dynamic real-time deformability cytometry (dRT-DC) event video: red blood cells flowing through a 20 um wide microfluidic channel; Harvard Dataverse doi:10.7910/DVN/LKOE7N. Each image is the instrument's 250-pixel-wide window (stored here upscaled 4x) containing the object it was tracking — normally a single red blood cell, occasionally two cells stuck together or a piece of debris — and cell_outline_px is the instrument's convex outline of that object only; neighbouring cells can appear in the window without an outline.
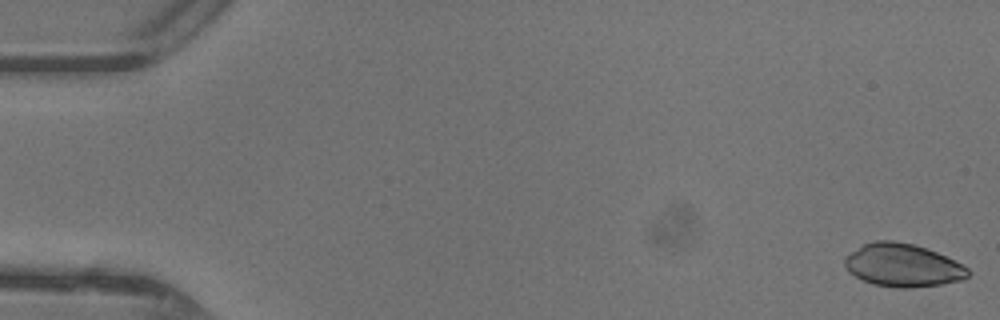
{"species": "common noctule bat (a hibernating species)", "species_latin": "Nyctalus noctula", "temperature_condition": "warm", "stored_images_in_passage": 47, "camera_frame_rate_fps": 3000, "um_per_image_px": 0.085, "animal": {"sex": "female"}, "frame": {"image": 1, "passage_image": 1, "time_ms": 0.0, "image_size_px": [1000, 320], "cell_outline_px": [[972, 272], [964, 280], [944, 284], [908, 288], [900, 288], [872, 284], [848, 272], [844, 264], [844, 260], [860, 244], [876, 240], [892, 240], [912, 244], [936, 252], [968, 268]], "centroid_in_image_um": [76.73, 22.55], "position_along_channel_um": 8.3, "area_um2": 30.81}}
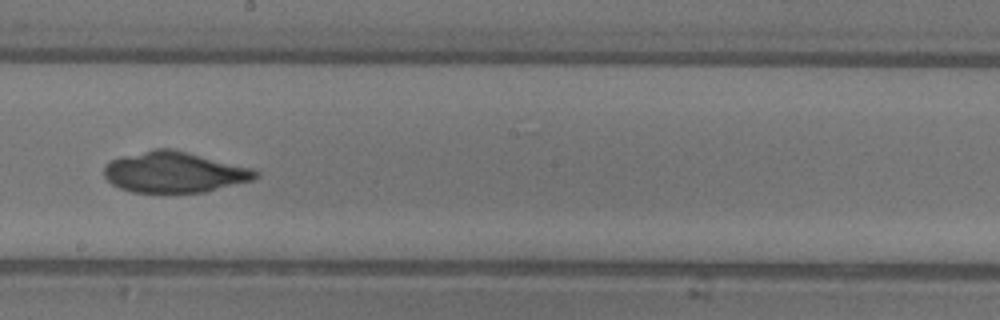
{"frame": {"image": 2, "passage_image": 27, "time_ms": 8.667, "image_size_px": [1000, 320], "cell_outline_px": [[260, 176], [252, 180], [204, 192], [132, 192], [120, 188], [112, 184], [104, 176], [104, 168], [108, 160], [156, 148], [172, 148], [256, 168], [260, 172]], "centroid_in_image_um": [14.86, 14.62], "position_along_channel_um": 233.3, "area_um2": 36.24}}
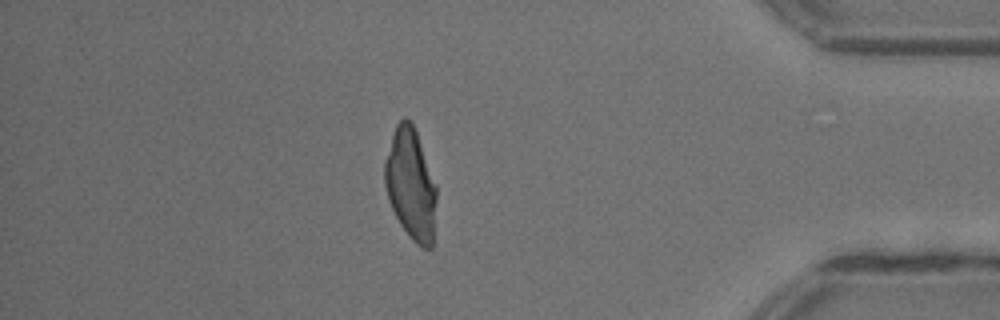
{"frame": {"image": 3, "passage_image": 41, "time_ms": 13.333, "image_size_px": [1000, 320], "cell_outline_px": [[436, 200], [432, 248], [420, 248], [412, 240], [400, 224], [388, 200], [384, 184], [384, 160], [396, 124], [404, 116], [412, 124], [416, 132], [436, 184]], "centroid_in_image_um": [34.9, 15.68], "position_along_channel_um": 400.3, "area_um2": 33.41}}